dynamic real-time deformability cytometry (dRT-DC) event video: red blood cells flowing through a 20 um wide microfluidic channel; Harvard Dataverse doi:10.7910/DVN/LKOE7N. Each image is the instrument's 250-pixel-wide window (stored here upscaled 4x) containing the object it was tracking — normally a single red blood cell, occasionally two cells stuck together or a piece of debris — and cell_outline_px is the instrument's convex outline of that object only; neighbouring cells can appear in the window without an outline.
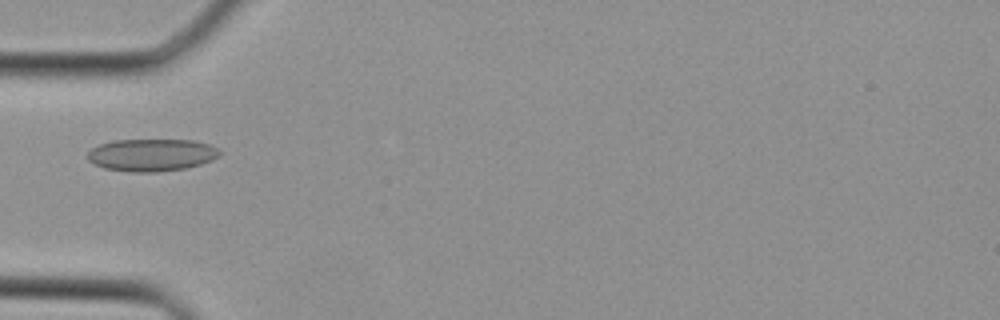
{"species": "Egyptian fruit bat (a non-hibernating species)", "species_latin": "Rousettus aegyptiacus", "temperature_condition": "cold", "stored_images_in_passage": 35, "camera_frame_rate_fps": 3000, "um_per_image_px": 0.085, "animal": {"sex": "female"}, "frame": {"image": 1, "passage_image": 8, "time_ms": 2.333, "image_size_px": [1000, 320], "cell_outline_px": [[220, 156], [212, 160], [200, 164], [184, 168], [156, 172], [132, 172], [104, 168], [88, 160], [88, 152], [92, 148], [100, 144], [112, 140], [192, 140], [208, 144], [216, 148], [220, 152]], "centroid_in_image_um": [12.88, 13.17], "position_along_channel_um": 72.1, "area_um2": 24.74}}
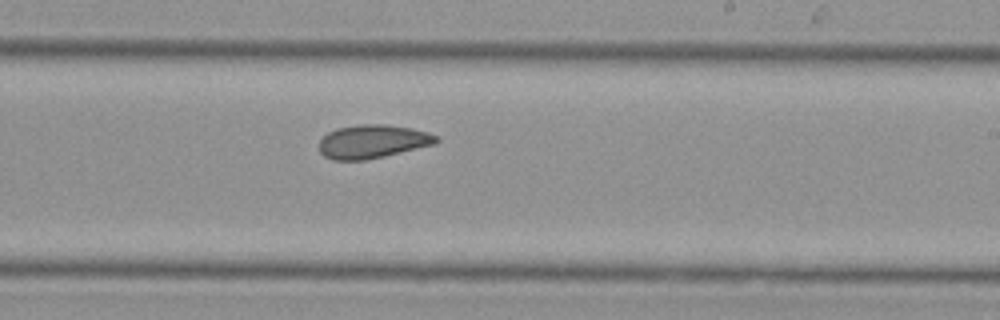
{"frame": {"image": 2, "passage_image": 19, "time_ms": 6.0, "image_size_px": [1000, 320], "cell_outline_px": [[440, 140], [436, 144], [384, 156], [364, 160], [332, 160], [324, 156], [320, 152], [320, 140], [328, 132], [336, 128], [360, 124], [384, 124], [412, 128], [428, 132], [436, 136]], "centroid_in_image_um": [31.68, 12.02], "position_along_channel_um": 257.3, "area_um2": 22.89}}
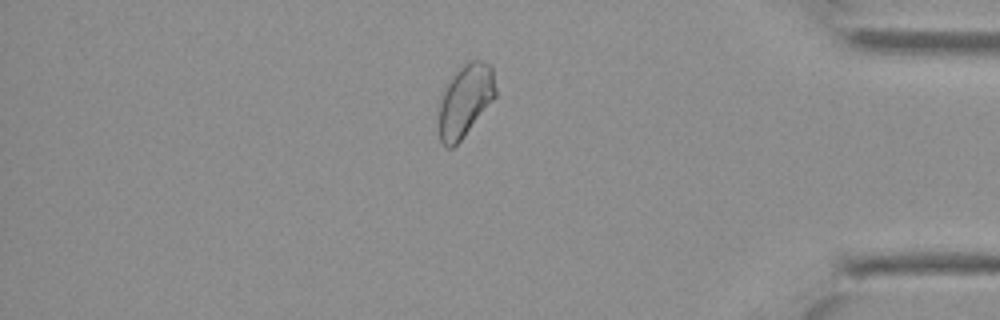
{"frame": {"image": 3, "passage_image": 29, "time_ms": 9.333, "image_size_px": [1000, 320], "cell_outline_px": [[496, 96], [464, 136], [452, 148], [448, 148], [440, 140], [440, 96], [452, 76], [468, 60], [484, 60], [492, 64], [496, 88]], "centroid_in_image_um": [39.58, 8.49], "position_along_channel_um": 395.6, "area_um2": 23.7}}